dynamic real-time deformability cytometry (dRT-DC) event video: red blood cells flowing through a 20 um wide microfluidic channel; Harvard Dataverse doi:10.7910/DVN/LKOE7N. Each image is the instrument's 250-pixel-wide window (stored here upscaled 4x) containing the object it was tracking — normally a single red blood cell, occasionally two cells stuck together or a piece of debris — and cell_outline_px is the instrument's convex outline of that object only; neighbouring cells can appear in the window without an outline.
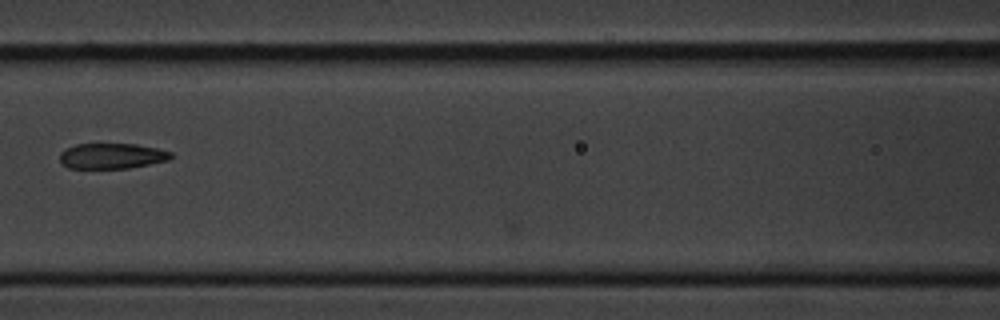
{"species": "common noctule bat (a hibernating species)", "species_latin": "Nyctalus noctula", "temperature_condition": "cold", "stored_images_in_passage": 3, "camera_frame_rate_fps": 3000, "um_per_image_px": 0.085, "animal": {"sex": "male", "body_mass_g": 20.1, "forearm_length_mm": 53.5}, "frame": {"image": 1, "passage_image": 3, "time_ms": 2.333, "image_size_px": [1000, 320], "cell_outline_px": [[172, 156], [168, 160], [128, 168], [68, 168], [60, 164], [60, 152], [64, 148], [76, 144], [136, 144], [156, 148], [172, 152]], "centroid_in_image_um": [9.45, 13.25], "position_along_channel_um": 157.2, "area_um2": 16.53}}